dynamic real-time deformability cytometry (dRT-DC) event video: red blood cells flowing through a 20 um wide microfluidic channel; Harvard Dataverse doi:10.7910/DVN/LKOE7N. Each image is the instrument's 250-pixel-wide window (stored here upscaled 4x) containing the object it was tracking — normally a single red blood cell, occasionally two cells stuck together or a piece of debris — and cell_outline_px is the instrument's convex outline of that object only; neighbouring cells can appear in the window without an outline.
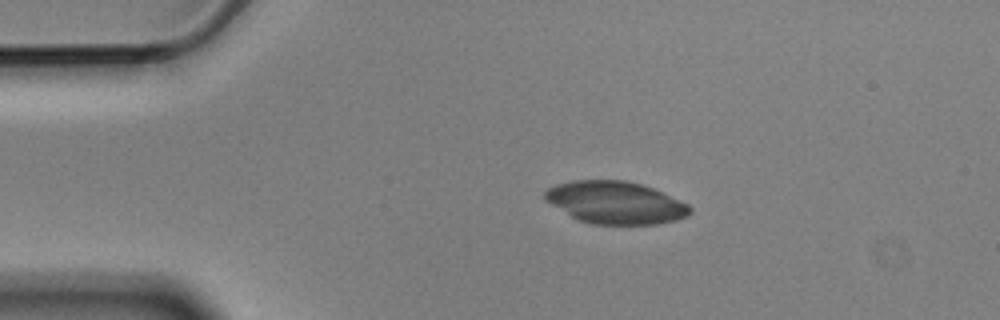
{"species": "Egyptian fruit bat (a non-hibernating species)", "species_latin": "Rousettus aegyptiacus", "temperature_condition": "cold", "stored_images_in_passage": 7, "camera_frame_rate_fps": 3000, "um_per_image_px": 0.085, "animal": {"sex": "male"}, "frame": {"image": 1, "passage_image": 2, "time_ms": 0.333, "image_size_px": [1000, 320], "cell_outline_px": [[692, 212], [688, 216], [676, 220], [656, 224], [592, 224], [580, 220], [572, 216], [544, 200], [544, 192], [548, 188], [556, 184], [572, 180], [624, 180], [640, 184], [652, 188], [688, 204], [692, 208]], "centroid_in_image_um": [52.31, 17.22], "position_along_channel_um": 32.7, "area_um2": 35.66}}